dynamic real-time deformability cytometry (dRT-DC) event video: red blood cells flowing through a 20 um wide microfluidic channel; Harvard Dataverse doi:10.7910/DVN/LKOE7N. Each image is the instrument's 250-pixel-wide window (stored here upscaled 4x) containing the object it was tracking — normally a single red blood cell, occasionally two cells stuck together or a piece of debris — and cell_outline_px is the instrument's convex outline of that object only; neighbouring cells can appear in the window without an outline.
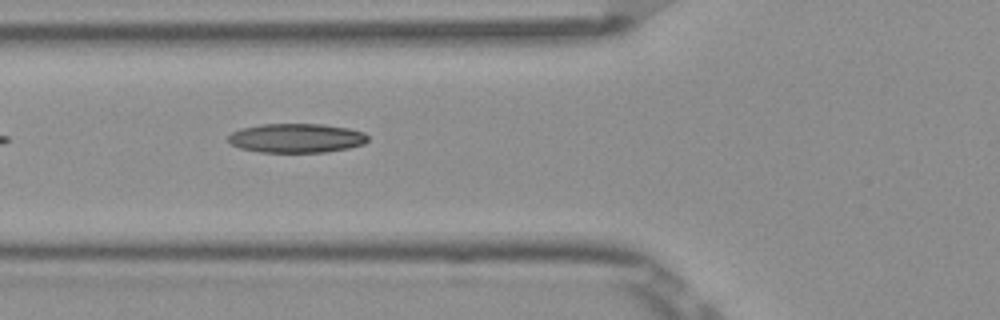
{"species": "Egyptian fruit bat (a non-hibernating species)", "species_latin": "Rousettus aegyptiacus", "temperature_condition": "room temperature", "stored_images_in_passage": 7, "camera_frame_rate_fps": 3000, "um_per_image_px": 0.085, "frame": {"image": 1, "passage_image": 7, "time_ms": 2.0, "image_size_px": [1000, 320], "cell_outline_px": [[368, 140], [364, 144], [348, 148], [324, 152], [260, 152], [240, 148], [232, 144], [228, 140], [228, 136], [232, 132], [240, 128], [260, 124], [324, 124], [348, 128], [364, 132], [368, 136]], "centroid_in_image_um": [25.19, 11.73], "position_along_channel_um": 100.6, "area_um2": 23.81}}